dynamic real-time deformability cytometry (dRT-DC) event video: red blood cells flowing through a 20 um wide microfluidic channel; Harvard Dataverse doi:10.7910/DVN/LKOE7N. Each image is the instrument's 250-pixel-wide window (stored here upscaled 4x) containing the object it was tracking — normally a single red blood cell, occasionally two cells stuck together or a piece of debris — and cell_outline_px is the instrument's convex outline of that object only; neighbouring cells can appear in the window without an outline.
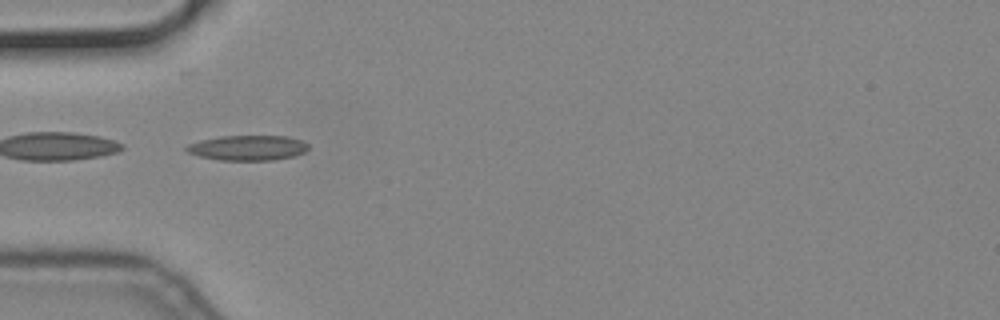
{"species": "common noctule bat (a hibernating species)", "species_latin": "Nyctalus noctula", "temperature_condition": "cold", "stored_images_in_passage": 7, "camera_frame_rate_fps": 3000, "um_per_image_px": 0.085, "animal": {"sex": "male", "body_mass_g": 19.2, "forearm_length_mm": 51.8}, "frame": {"image": 1, "passage_image": 3, "time_ms": 0.667, "image_size_px": [1000, 320], "cell_outline_px": [[308, 148], [304, 152], [292, 156], [272, 160], [220, 160], [200, 156], [188, 152], [184, 148], [188, 144], [200, 140], [220, 136], [288, 136], [300, 140], [308, 144]], "centroid_in_image_um": [21.04, 12.56], "position_along_channel_um": 64.0, "area_um2": 17.69}}